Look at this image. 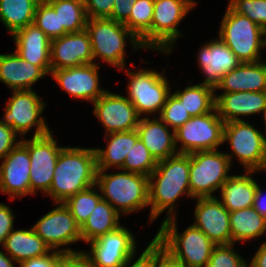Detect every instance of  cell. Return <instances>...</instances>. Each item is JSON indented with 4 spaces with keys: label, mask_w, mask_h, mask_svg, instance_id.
<instances>
[{
    "label": "cell",
    "mask_w": 266,
    "mask_h": 267,
    "mask_svg": "<svg viewBox=\"0 0 266 267\" xmlns=\"http://www.w3.org/2000/svg\"><path fill=\"white\" fill-rule=\"evenodd\" d=\"M262 36H264V37L266 36V27L263 28ZM262 47L266 48V38L262 39Z\"/></svg>",
    "instance_id": "cell-53"
},
{
    "label": "cell",
    "mask_w": 266,
    "mask_h": 267,
    "mask_svg": "<svg viewBox=\"0 0 266 267\" xmlns=\"http://www.w3.org/2000/svg\"><path fill=\"white\" fill-rule=\"evenodd\" d=\"M191 117L183 104L173 94L168 96L159 114V118L173 131L180 128Z\"/></svg>",
    "instance_id": "cell-39"
},
{
    "label": "cell",
    "mask_w": 266,
    "mask_h": 267,
    "mask_svg": "<svg viewBox=\"0 0 266 267\" xmlns=\"http://www.w3.org/2000/svg\"><path fill=\"white\" fill-rule=\"evenodd\" d=\"M175 218L165 219L154 238L185 267H206L216 244L193 224L179 234Z\"/></svg>",
    "instance_id": "cell-4"
},
{
    "label": "cell",
    "mask_w": 266,
    "mask_h": 267,
    "mask_svg": "<svg viewBox=\"0 0 266 267\" xmlns=\"http://www.w3.org/2000/svg\"><path fill=\"white\" fill-rule=\"evenodd\" d=\"M130 77L128 99L139 115L159 113L166 103L170 87L166 77L152 70L141 69L138 72L126 71Z\"/></svg>",
    "instance_id": "cell-10"
},
{
    "label": "cell",
    "mask_w": 266,
    "mask_h": 267,
    "mask_svg": "<svg viewBox=\"0 0 266 267\" xmlns=\"http://www.w3.org/2000/svg\"><path fill=\"white\" fill-rule=\"evenodd\" d=\"M229 92L266 91V63L262 61L244 62L226 73L215 90Z\"/></svg>",
    "instance_id": "cell-26"
},
{
    "label": "cell",
    "mask_w": 266,
    "mask_h": 267,
    "mask_svg": "<svg viewBox=\"0 0 266 267\" xmlns=\"http://www.w3.org/2000/svg\"><path fill=\"white\" fill-rule=\"evenodd\" d=\"M231 244L257 238L266 232V218L254 207L229 212Z\"/></svg>",
    "instance_id": "cell-31"
},
{
    "label": "cell",
    "mask_w": 266,
    "mask_h": 267,
    "mask_svg": "<svg viewBox=\"0 0 266 267\" xmlns=\"http://www.w3.org/2000/svg\"><path fill=\"white\" fill-rule=\"evenodd\" d=\"M206 267H248V264L233 249V243L216 245Z\"/></svg>",
    "instance_id": "cell-41"
},
{
    "label": "cell",
    "mask_w": 266,
    "mask_h": 267,
    "mask_svg": "<svg viewBox=\"0 0 266 267\" xmlns=\"http://www.w3.org/2000/svg\"><path fill=\"white\" fill-rule=\"evenodd\" d=\"M190 154H177L158 161L155 170L149 175L150 221L155 220L168 209L167 218L175 217L174 204L179 196L187 193L189 188ZM154 179L155 182H154Z\"/></svg>",
    "instance_id": "cell-1"
},
{
    "label": "cell",
    "mask_w": 266,
    "mask_h": 267,
    "mask_svg": "<svg viewBox=\"0 0 266 267\" xmlns=\"http://www.w3.org/2000/svg\"><path fill=\"white\" fill-rule=\"evenodd\" d=\"M59 15L60 37L86 29L87 15L84 3L68 0H45Z\"/></svg>",
    "instance_id": "cell-35"
},
{
    "label": "cell",
    "mask_w": 266,
    "mask_h": 267,
    "mask_svg": "<svg viewBox=\"0 0 266 267\" xmlns=\"http://www.w3.org/2000/svg\"><path fill=\"white\" fill-rule=\"evenodd\" d=\"M89 243L91 253L86 254L95 267H123L136 251L133 234L122 225Z\"/></svg>",
    "instance_id": "cell-14"
},
{
    "label": "cell",
    "mask_w": 266,
    "mask_h": 267,
    "mask_svg": "<svg viewBox=\"0 0 266 267\" xmlns=\"http://www.w3.org/2000/svg\"><path fill=\"white\" fill-rule=\"evenodd\" d=\"M133 259L134 255L127 260L123 267H155V238L148 244L140 257L130 265Z\"/></svg>",
    "instance_id": "cell-46"
},
{
    "label": "cell",
    "mask_w": 266,
    "mask_h": 267,
    "mask_svg": "<svg viewBox=\"0 0 266 267\" xmlns=\"http://www.w3.org/2000/svg\"><path fill=\"white\" fill-rule=\"evenodd\" d=\"M231 162L226 153L216 150L190 154L189 188L191 197H215L212 193L220 189L230 177Z\"/></svg>",
    "instance_id": "cell-7"
},
{
    "label": "cell",
    "mask_w": 266,
    "mask_h": 267,
    "mask_svg": "<svg viewBox=\"0 0 266 267\" xmlns=\"http://www.w3.org/2000/svg\"><path fill=\"white\" fill-rule=\"evenodd\" d=\"M2 247L18 264L28 259L44 256L52 251L33 228L30 230H12Z\"/></svg>",
    "instance_id": "cell-28"
},
{
    "label": "cell",
    "mask_w": 266,
    "mask_h": 267,
    "mask_svg": "<svg viewBox=\"0 0 266 267\" xmlns=\"http://www.w3.org/2000/svg\"><path fill=\"white\" fill-rule=\"evenodd\" d=\"M13 96L8 100L5 116L2 122L20 135H25L32 127L37 126L33 137L50 133L42 114L45 103L33 90L13 91Z\"/></svg>",
    "instance_id": "cell-11"
},
{
    "label": "cell",
    "mask_w": 266,
    "mask_h": 267,
    "mask_svg": "<svg viewBox=\"0 0 266 267\" xmlns=\"http://www.w3.org/2000/svg\"><path fill=\"white\" fill-rule=\"evenodd\" d=\"M215 108L220 118L226 123L243 120L239 116L263 113L266 117V91L264 92H229L216 96Z\"/></svg>",
    "instance_id": "cell-22"
},
{
    "label": "cell",
    "mask_w": 266,
    "mask_h": 267,
    "mask_svg": "<svg viewBox=\"0 0 266 267\" xmlns=\"http://www.w3.org/2000/svg\"><path fill=\"white\" fill-rule=\"evenodd\" d=\"M265 198L263 197L260 186L258 185L256 192H255L253 207L261 216L266 218V199Z\"/></svg>",
    "instance_id": "cell-50"
},
{
    "label": "cell",
    "mask_w": 266,
    "mask_h": 267,
    "mask_svg": "<svg viewBox=\"0 0 266 267\" xmlns=\"http://www.w3.org/2000/svg\"><path fill=\"white\" fill-rule=\"evenodd\" d=\"M219 31V38L241 63L260 61L263 28L257 23L228 6Z\"/></svg>",
    "instance_id": "cell-6"
},
{
    "label": "cell",
    "mask_w": 266,
    "mask_h": 267,
    "mask_svg": "<svg viewBox=\"0 0 266 267\" xmlns=\"http://www.w3.org/2000/svg\"><path fill=\"white\" fill-rule=\"evenodd\" d=\"M48 212L32 227L35 233L51 248L68 245L82 240L80 227L64 203Z\"/></svg>",
    "instance_id": "cell-16"
},
{
    "label": "cell",
    "mask_w": 266,
    "mask_h": 267,
    "mask_svg": "<svg viewBox=\"0 0 266 267\" xmlns=\"http://www.w3.org/2000/svg\"><path fill=\"white\" fill-rule=\"evenodd\" d=\"M14 261L10 256H6L1 250H0V267H15Z\"/></svg>",
    "instance_id": "cell-52"
},
{
    "label": "cell",
    "mask_w": 266,
    "mask_h": 267,
    "mask_svg": "<svg viewBox=\"0 0 266 267\" xmlns=\"http://www.w3.org/2000/svg\"><path fill=\"white\" fill-rule=\"evenodd\" d=\"M15 52L27 62L39 66L46 74L51 72V40L35 24L17 30L13 35Z\"/></svg>",
    "instance_id": "cell-23"
},
{
    "label": "cell",
    "mask_w": 266,
    "mask_h": 267,
    "mask_svg": "<svg viewBox=\"0 0 266 267\" xmlns=\"http://www.w3.org/2000/svg\"><path fill=\"white\" fill-rule=\"evenodd\" d=\"M33 24L41 29L50 40L60 37L59 15L45 0L38 3Z\"/></svg>",
    "instance_id": "cell-38"
},
{
    "label": "cell",
    "mask_w": 266,
    "mask_h": 267,
    "mask_svg": "<svg viewBox=\"0 0 266 267\" xmlns=\"http://www.w3.org/2000/svg\"><path fill=\"white\" fill-rule=\"evenodd\" d=\"M41 0H0V20L13 35L34 21L35 11Z\"/></svg>",
    "instance_id": "cell-32"
},
{
    "label": "cell",
    "mask_w": 266,
    "mask_h": 267,
    "mask_svg": "<svg viewBox=\"0 0 266 267\" xmlns=\"http://www.w3.org/2000/svg\"><path fill=\"white\" fill-rule=\"evenodd\" d=\"M99 68V65L92 63L52 70L50 74L72 97L93 103L106 92L99 87Z\"/></svg>",
    "instance_id": "cell-19"
},
{
    "label": "cell",
    "mask_w": 266,
    "mask_h": 267,
    "mask_svg": "<svg viewBox=\"0 0 266 267\" xmlns=\"http://www.w3.org/2000/svg\"><path fill=\"white\" fill-rule=\"evenodd\" d=\"M46 75L39 66L27 62L16 52L0 54V81L12 91L33 90L32 85Z\"/></svg>",
    "instance_id": "cell-24"
},
{
    "label": "cell",
    "mask_w": 266,
    "mask_h": 267,
    "mask_svg": "<svg viewBox=\"0 0 266 267\" xmlns=\"http://www.w3.org/2000/svg\"><path fill=\"white\" fill-rule=\"evenodd\" d=\"M198 63L206 75L202 84L216 86L222 77L241 64L236 55L219 38L204 44L199 50Z\"/></svg>",
    "instance_id": "cell-21"
},
{
    "label": "cell",
    "mask_w": 266,
    "mask_h": 267,
    "mask_svg": "<svg viewBox=\"0 0 266 267\" xmlns=\"http://www.w3.org/2000/svg\"><path fill=\"white\" fill-rule=\"evenodd\" d=\"M50 60L51 71L95 63L88 31L67 33L51 40Z\"/></svg>",
    "instance_id": "cell-18"
},
{
    "label": "cell",
    "mask_w": 266,
    "mask_h": 267,
    "mask_svg": "<svg viewBox=\"0 0 266 267\" xmlns=\"http://www.w3.org/2000/svg\"><path fill=\"white\" fill-rule=\"evenodd\" d=\"M95 148L64 147L58 156L52 184L46 193L57 203H64L77 192L96 185Z\"/></svg>",
    "instance_id": "cell-2"
},
{
    "label": "cell",
    "mask_w": 266,
    "mask_h": 267,
    "mask_svg": "<svg viewBox=\"0 0 266 267\" xmlns=\"http://www.w3.org/2000/svg\"><path fill=\"white\" fill-rule=\"evenodd\" d=\"M86 30L89 33L93 61L99 57L104 62L125 68V39L129 37L135 50L144 48L140 40L123 24L110 18L87 19Z\"/></svg>",
    "instance_id": "cell-5"
},
{
    "label": "cell",
    "mask_w": 266,
    "mask_h": 267,
    "mask_svg": "<svg viewBox=\"0 0 266 267\" xmlns=\"http://www.w3.org/2000/svg\"><path fill=\"white\" fill-rule=\"evenodd\" d=\"M137 0H115L112 15L109 17L119 23H125L130 16L132 4Z\"/></svg>",
    "instance_id": "cell-49"
},
{
    "label": "cell",
    "mask_w": 266,
    "mask_h": 267,
    "mask_svg": "<svg viewBox=\"0 0 266 267\" xmlns=\"http://www.w3.org/2000/svg\"><path fill=\"white\" fill-rule=\"evenodd\" d=\"M17 133L0 120V159H3L20 141L16 143Z\"/></svg>",
    "instance_id": "cell-45"
},
{
    "label": "cell",
    "mask_w": 266,
    "mask_h": 267,
    "mask_svg": "<svg viewBox=\"0 0 266 267\" xmlns=\"http://www.w3.org/2000/svg\"><path fill=\"white\" fill-rule=\"evenodd\" d=\"M0 165V190L15 197L31 194L30 156L27 147L20 141Z\"/></svg>",
    "instance_id": "cell-17"
},
{
    "label": "cell",
    "mask_w": 266,
    "mask_h": 267,
    "mask_svg": "<svg viewBox=\"0 0 266 267\" xmlns=\"http://www.w3.org/2000/svg\"><path fill=\"white\" fill-rule=\"evenodd\" d=\"M156 166L157 161L151 155L144 143L138 138L126 155L121 170L149 177L155 170Z\"/></svg>",
    "instance_id": "cell-37"
},
{
    "label": "cell",
    "mask_w": 266,
    "mask_h": 267,
    "mask_svg": "<svg viewBox=\"0 0 266 267\" xmlns=\"http://www.w3.org/2000/svg\"><path fill=\"white\" fill-rule=\"evenodd\" d=\"M96 186L102 199L119 214H130L149 206L148 176L127 171L106 174L105 170H97Z\"/></svg>",
    "instance_id": "cell-3"
},
{
    "label": "cell",
    "mask_w": 266,
    "mask_h": 267,
    "mask_svg": "<svg viewBox=\"0 0 266 267\" xmlns=\"http://www.w3.org/2000/svg\"><path fill=\"white\" fill-rule=\"evenodd\" d=\"M249 264V267H266V242L260 246Z\"/></svg>",
    "instance_id": "cell-51"
},
{
    "label": "cell",
    "mask_w": 266,
    "mask_h": 267,
    "mask_svg": "<svg viewBox=\"0 0 266 267\" xmlns=\"http://www.w3.org/2000/svg\"><path fill=\"white\" fill-rule=\"evenodd\" d=\"M21 142L27 147L30 156L31 194H36V190L46 194L52 184L58 156L64 147L57 145L51 132Z\"/></svg>",
    "instance_id": "cell-13"
},
{
    "label": "cell",
    "mask_w": 266,
    "mask_h": 267,
    "mask_svg": "<svg viewBox=\"0 0 266 267\" xmlns=\"http://www.w3.org/2000/svg\"><path fill=\"white\" fill-rule=\"evenodd\" d=\"M68 1H73V2H77V3H85V0H68Z\"/></svg>",
    "instance_id": "cell-55"
},
{
    "label": "cell",
    "mask_w": 266,
    "mask_h": 267,
    "mask_svg": "<svg viewBox=\"0 0 266 267\" xmlns=\"http://www.w3.org/2000/svg\"><path fill=\"white\" fill-rule=\"evenodd\" d=\"M63 252H75L73 249L70 248H64V249H57L54 252H51L50 254H46L41 257L32 258L23 261L21 264H19V267H57L59 256Z\"/></svg>",
    "instance_id": "cell-44"
},
{
    "label": "cell",
    "mask_w": 266,
    "mask_h": 267,
    "mask_svg": "<svg viewBox=\"0 0 266 267\" xmlns=\"http://www.w3.org/2000/svg\"><path fill=\"white\" fill-rule=\"evenodd\" d=\"M136 130L139 139L157 162L178 154L174 131L170 133L168 126L160 118L150 120L148 117H143Z\"/></svg>",
    "instance_id": "cell-25"
},
{
    "label": "cell",
    "mask_w": 266,
    "mask_h": 267,
    "mask_svg": "<svg viewBox=\"0 0 266 267\" xmlns=\"http://www.w3.org/2000/svg\"><path fill=\"white\" fill-rule=\"evenodd\" d=\"M120 214L109 202L101 199L80 228L82 240L89 243L120 226Z\"/></svg>",
    "instance_id": "cell-30"
},
{
    "label": "cell",
    "mask_w": 266,
    "mask_h": 267,
    "mask_svg": "<svg viewBox=\"0 0 266 267\" xmlns=\"http://www.w3.org/2000/svg\"><path fill=\"white\" fill-rule=\"evenodd\" d=\"M93 105L106 134L135 130L139 124L140 115L127 97L106 91Z\"/></svg>",
    "instance_id": "cell-15"
},
{
    "label": "cell",
    "mask_w": 266,
    "mask_h": 267,
    "mask_svg": "<svg viewBox=\"0 0 266 267\" xmlns=\"http://www.w3.org/2000/svg\"><path fill=\"white\" fill-rule=\"evenodd\" d=\"M215 88L205 84L186 87L177 90L173 95L183 104L188 113L193 116L203 115L215 109Z\"/></svg>",
    "instance_id": "cell-33"
},
{
    "label": "cell",
    "mask_w": 266,
    "mask_h": 267,
    "mask_svg": "<svg viewBox=\"0 0 266 267\" xmlns=\"http://www.w3.org/2000/svg\"><path fill=\"white\" fill-rule=\"evenodd\" d=\"M14 218L11 209L0 203V245L4 244L6 237L14 230Z\"/></svg>",
    "instance_id": "cell-47"
},
{
    "label": "cell",
    "mask_w": 266,
    "mask_h": 267,
    "mask_svg": "<svg viewBox=\"0 0 266 267\" xmlns=\"http://www.w3.org/2000/svg\"><path fill=\"white\" fill-rule=\"evenodd\" d=\"M225 122L216 108L209 113L193 116L174 131L175 146L181 142L179 154H192L199 151L216 150L223 142Z\"/></svg>",
    "instance_id": "cell-8"
},
{
    "label": "cell",
    "mask_w": 266,
    "mask_h": 267,
    "mask_svg": "<svg viewBox=\"0 0 266 267\" xmlns=\"http://www.w3.org/2000/svg\"><path fill=\"white\" fill-rule=\"evenodd\" d=\"M193 225L216 245L231 244L229 211L217 197L197 198Z\"/></svg>",
    "instance_id": "cell-20"
},
{
    "label": "cell",
    "mask_w": 266,
    "mask_h": 267,
    "mask_svg": "<svg viewBox=\"0 0 266 267\" xmlns=\"http://www.w3.org/2000/svg\"><path fill=\"white\" fill-rule=\"evenodd\" d=\"M57 267H95L86 252H63L59 256Z\"/></svg>",
    "instance_id": "cell-43"
},
{
    "label": "cell",
    "mask_w": 266,
    "mask_h": 267,
    "mask_svg": "<svg viewBox=\"0 0 266 267\" xmlns=\"http://www.w3.org/2000/svg\"><path fill=\"white\" fill-rule=\"evenodd\" d=\"M264 120H265V126H266V117L264 118ZM263 143H264V147L266 151V137H264V135H263Z\"/></svg>",
    "instance_id": "cell-54"
},
{
    "label": "cell",
    "mask_w": 266,
    "mask_h": 267,
    "mask_svg": "<svg viewBox=\"0 0 266 267\" xmlns=\"http://www.w3.org/2000/svg\"><path fill=\"white\" fill-rule=\"evenodd\" d=\"M155 267H185L155 239Z\"/></svg>",
    "instance_id": "cell-48"
},
{
    "label": "cell",
    "mask_w": 266,
    "mask_h": 267,
    "mask_svg": "<svg viewBox=\"0 0 266 267\" xmlns=\"http://www.w3.org/2000/svg\"><path fill=\"white\" fill-rule=\"evenodd\" d=\"M115 0H85L88 19L109 18L112 15Z\"/></svg>",
    "instance_id": "cell-42"
},
{
    "label": "cell",
    "mask_w": 266,
    "mask_h": 267,
    "mask_svg": "<svg viewBox=\"0 0 266 267\" xmlns=\"http://www.w3.org/2000/svg\"><path fill=\"white\" fill-rule=\"evenodd\" d=\"M139 138L137 130L112 132L105 136L109 141L106 149H95L97 170H105L112 166L119 170L124 164V160L131 147Z\"/></svg>",
    "instance_id": "cell-29"
},
{
    "label": "cell",
    "mask_w": 266,
    "mask_h": 267,
    "mask_svg": "<svg viewBox=\"0 0 266 267\" xmlns=\"http://www.w3.org/2000/svg\"><path fill=\"white\" fill-rule=\"evenodd\" d=\"M94 187L96 186L77 192L64 202V205L70 210L71 215L80 228L84 225L93 209H95L98 202L102 199L101 194H98L97 190H93Z\"/></svg>",
    "instance_id": "cell-36"
},
{
    "label": "cell",
    "mask_w": 266,
    "mask_h": 267,
    "mask_svg": "<svg viewBox=\"0 0 266 267\" xmlns=\"http://www.w3.org/2000/svg\"><path fill=\"white\" fill-rule=\"evenodd\" d=\"M153 13L154 0H137L132 4L129 19L124 23L144 48H152Z\"/></svg>",
    "instance_id": "cell-34"
},
{
    "label": "cell",
    "mask_w": 266,
    "mask_h": 267,
    "mask_svg": "<svg viewBox=\"0 0 266 267\" xmlns=\"http://www.w3.org/2000/svg\"><path fill=\"white\" fill-rule=\"evenodd\" d=\"M193 0H154L152 48L171 53V47L182 36L177 26L195 6Z\"/></svg>",
    "instance_id": "cell-12"
},
{
    "label": "cell",
    "mask_w": 266,
    "mask_h": 267,
    "mask_svg": "<svg viewBox=\"0 0 266 267\" xmlns=\"http://www.w3.org/2000/svg\"><path fill=\"white\" fill-rule=\"evenodd\" d=\"M252 173L254 171H246L244 175H232L221 186L220 202L229 212L253 206L258 184L251 177Z\"/></svg>",
    "instance_id": "cell-27"
},
{
    "label": "cell",
    "mask_w": 266,
    "mask_h": 267,
    "mask_svg": "<svg viewBox=\"0 0 266 267\" xmlns=\"http://www.w3.org/2000/svg\"><path fill=\"white\" fill-rule=\"evenodd\" d=\"M229 141L232 154H227L230 162L233 154L246 168V171L266 170V151L263 134L245 120L224 124L223 142Z\"/></svg>",
    "instance_id": "cell-9"
},
{
    "label": "cell",
    "mask_w": 266,
    "mask_h": 267,
    "mask_svg": "<svg viewBox=\"0 0 266 267\" xmlns=\"http://www.w3.org/2000/svg\"><path fill=\"white\" fill-rule=\"evenodd\" d=\"M234 12L245 15L261 28L266 27V0H230Z\"/></svg>",
    "instance_id": "cell-40"
}]
</instances>
